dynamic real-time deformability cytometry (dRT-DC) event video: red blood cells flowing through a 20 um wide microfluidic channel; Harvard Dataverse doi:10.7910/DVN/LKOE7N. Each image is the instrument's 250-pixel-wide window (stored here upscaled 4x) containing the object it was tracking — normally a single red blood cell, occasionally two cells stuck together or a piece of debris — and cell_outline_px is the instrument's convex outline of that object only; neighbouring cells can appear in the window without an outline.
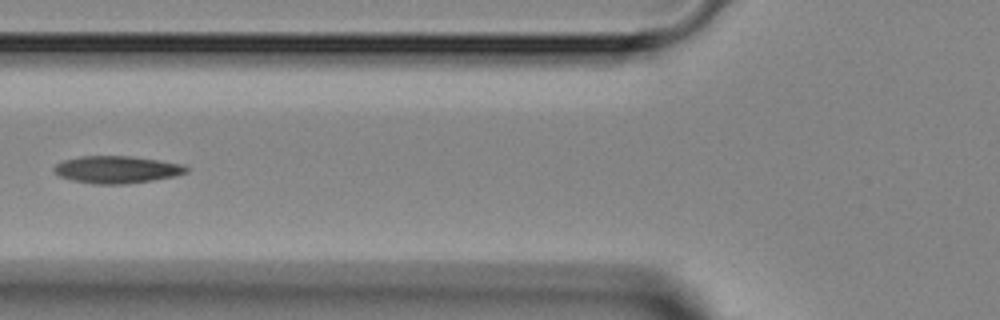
{"species": "Egyptian fruit bat (a non-hibernating species)", "species_latin": "Rousettus aegyptiacus", "temperature_condition": "room temperature", "stored_images_in_passage": 5, "camera_frame_rate_fps": 3000, "um_per_image_px": 0.085, "animal": {"sex": "female"}, "frame": {"image": 1, "passage_image": 5, "time_ms": 5.333, "image_size_px": [1000, 320], "cell_outline_px": [[188, 172], [172, 176], [152, 180], [124, 184], [96, 184], [72, 180], [60, 176], [52, 172], [52, 168], [56, 164], [64, 160], [80, 156], [132, 156], [184, 164], [188, 168]], "centroid_in_image_um": [9.9, 14.4], "position_along_channel_um": 115.9, "area_um2": 20.98}}